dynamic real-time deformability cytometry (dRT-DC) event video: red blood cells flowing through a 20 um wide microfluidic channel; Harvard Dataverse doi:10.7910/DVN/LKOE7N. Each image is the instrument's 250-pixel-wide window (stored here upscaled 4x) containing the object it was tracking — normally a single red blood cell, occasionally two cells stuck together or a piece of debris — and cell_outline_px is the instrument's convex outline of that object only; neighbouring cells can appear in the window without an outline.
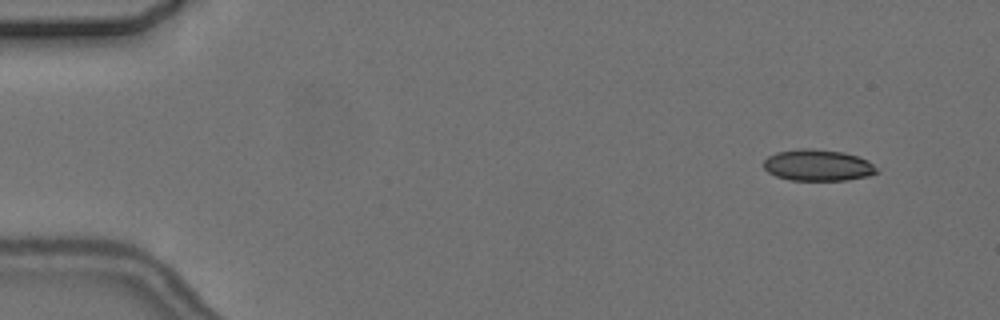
{"species": "common noctule bat (a hibernating species)", "species_latin": "Nyctalus noctula", "temperature_condition": "cold", "stored_images_in_passage": 7, "camera_frame_rate_fps": 3000, "um_per_image_px": 0.085, "animal": {"sex": "female", "body_mass_g": 24.6, "forearm_length_mm": 56.2}, "frame": {"image": 1, "passage_image": 1, "time_ms": 0.0, "image_size_px": [1000, 320], "cell_outline_px": [[880, 172], [868, 176], [848, 180], [788, 180], [776, 176], [768, 172], [764, 168], [764, 160], [768, 156], [776, 152], [800, 148], [812, 148], [844, 152], [868, 160]], "centroid_in_image_um": [69.51, 14.04], "position_along_channel_um": 15.5, "area_um2": 20.81}}
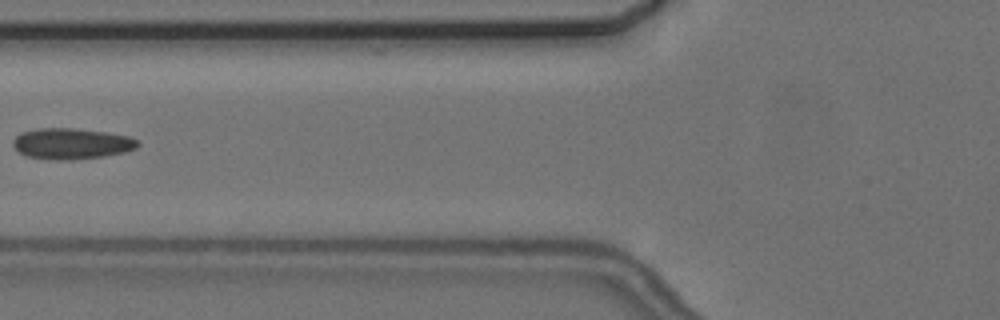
{"frame": {"image": 2, "passage_image": 6, "time_ms": 6.0, "image_size_px": [1000, 320], "cell_outline_px": [[140, 144], [136, 148], [124, 152], [104, 156], [68, 160], [60, 160], [28, 156], [20, 152], [12, 144], [12, 140], [20, 132], [36, 128], [72, 128], [104, 132], [128, 136], [136, 140]], "centroid_in_image_um": [6.05, 12.2], "position_along_channel_um": 119.7, "area_um2": 22.25}}
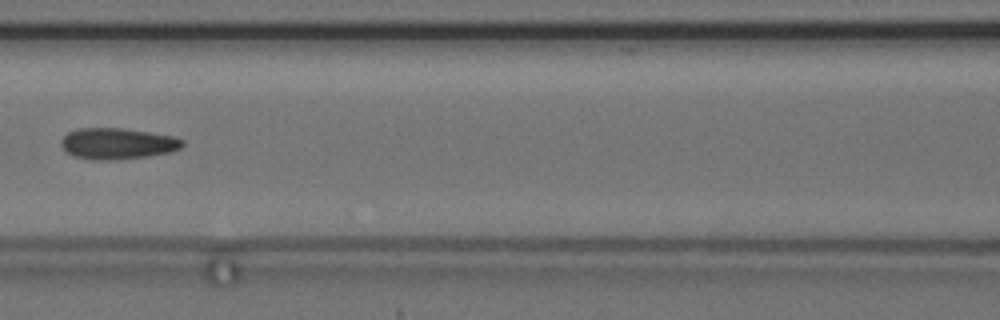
{"frame": {"image": 3, "passage_image": 7, "time_ms": 7.0, "image_size_px": [1000, 320], "cell_outline_px": [[184, 144], [180, 148], [172, 152], [148, 156], [116, 160], [92, 160], [76, 156], [68, 152], [60, 144], [60, 140], [68, 132], [76, 128], [124, 128], [172, 136], [184, 140]], "centroid_in_image_um": [9.99, 12.2], "position_along_channel_um": 156.6, "area_um2": 22.08}}